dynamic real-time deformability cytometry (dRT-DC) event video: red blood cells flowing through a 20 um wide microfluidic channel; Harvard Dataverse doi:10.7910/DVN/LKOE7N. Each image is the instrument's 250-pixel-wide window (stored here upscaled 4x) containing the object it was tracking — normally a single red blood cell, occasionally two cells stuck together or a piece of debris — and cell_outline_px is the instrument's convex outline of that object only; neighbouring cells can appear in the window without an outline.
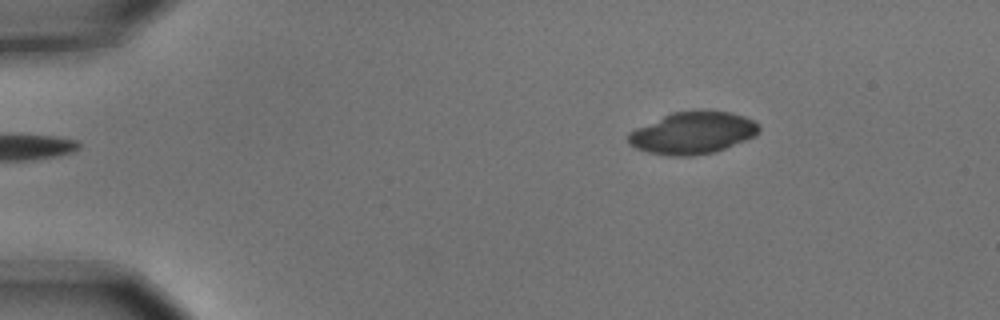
{"species": "common noctule bat (a hibernating species)", "species_latin": "Nyctalus noctula", "temperature_condition": "cold", "stored_images_in_passage": 2, "camera_frame_rate_fps": 3000, "um_per_image_px": 0.085, "animal": {"sex": "male", "body_mass_g": 15.6}, "frame": {"image": 1, "passage_image": 2, "time_ms": 0.333, "image_size_px": [1000, 320], "cell_outline_px": [[760, 132], [756, 136], [724, 148], [712, 152], [692, 156], [668, 156], [648, 152], [636, 148], [628, 144], [628, 132], [636, 128], [672, 112], [692, 108], [704, 108], [728, 112], [744, 116], [760, 124]], "centroid_in_image_um": [58.89, 11.26], "position_along_channel_um": 26.1, "area_um2": 32.6}}